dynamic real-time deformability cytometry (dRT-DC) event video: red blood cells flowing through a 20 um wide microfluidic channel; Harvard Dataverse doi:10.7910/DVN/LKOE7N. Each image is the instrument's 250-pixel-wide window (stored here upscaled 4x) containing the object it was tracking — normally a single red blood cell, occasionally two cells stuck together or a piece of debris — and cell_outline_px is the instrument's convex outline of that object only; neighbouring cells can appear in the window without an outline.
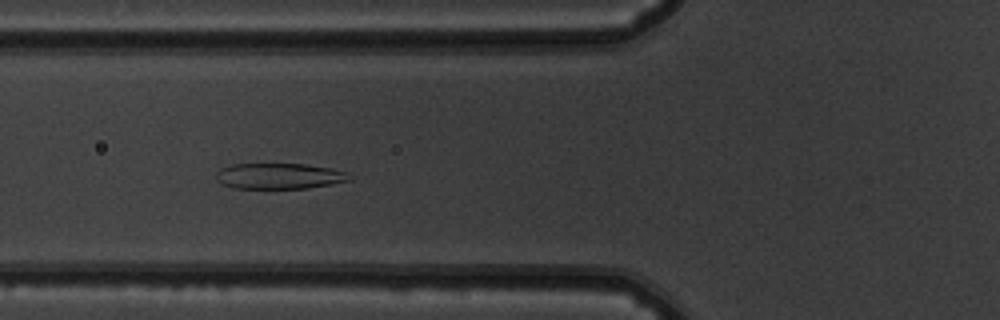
{"species": "common noctule bat (a hibernating species)", "species_latin": "Nyctalus noctula", "temperature_condition": "warm", "stored_images_in_passage": 44, "camera_frame_rate_fps": 3000, "um_per_image_px": 0.085, "animal": {"sex": "male", "body_mass_g": 19.5, "forearm_length_mm": 54.6}, "frame": {"image": 1, "passage_image": 12, "time_ms": 3.667, "image_size_px": [1000, 320], "cell_outline_px": [[352, 180], [332, 184], [308, 188], [232, 188], [220, 184], [216, 180], [216, 172], [220, 168], [232, 164], [304, 164], [328, 168], [344, 172]], "centroid_in_image_um": [23.65, 14.97], "position_along_channel_um": 102.2, "area_um2": 19.94}}
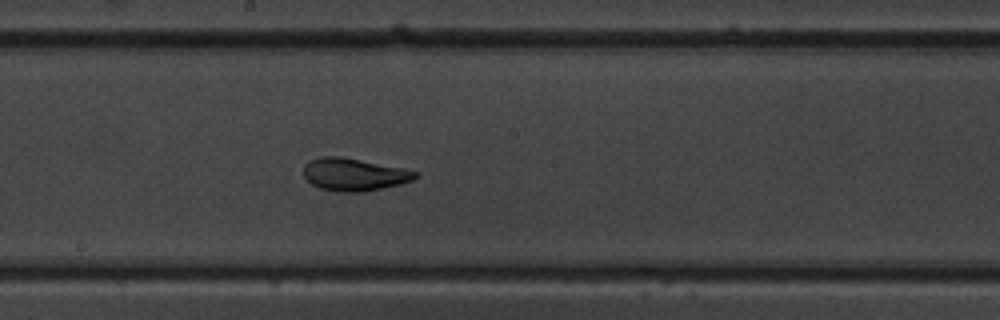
{"frame": {"image": 2, "passage_image": 21, "time_ms": 6.667, "image_size_px": [1000, 320], "cell_outline_px": [[420, 176], [412, 180], [400, 184], [364, 192], [336, 192], [320, 188], [312, 184], [304, 176], [304, 164], [308, 160], [320, 156], [340, 156], [404, 168], [420, 172]], "centroid_in_image_um": [30.11, 14.82], "position_along_channel_um": 218.1, "area_um2": 21.44}}
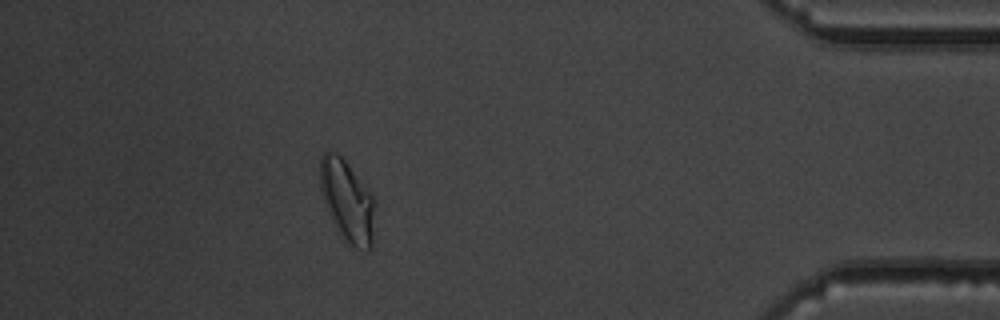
{"frame": {"image": 3, "passage_image": 39, "time_ms": 12.667, "image_size_px": [1000, 320], "cell_outline_px": [[376, 200], [372, 248], [368, 252], [364, 252], [352, 248], [344, 240], [336, 228], [332, 220], [324, 200], [320, 188], [320, 156], [328, 148], [336, 152], [344, 160]], "centroid_in_image_um": [29.54, 17.13], "position_along_channel_um": 405.7, "area_um2": 26.41}, "authors_computed_cell_mechanics": {"area_um2": 21.8484, "velocity_mm_per_s": 3.8657, "shape_relaxation_time_tau1_ms": 5.6321, "shape_relaxation_time_tau2_ms": 0.878, "deformation_change_tau1": 0.1926, "deformation_change_tau2": 0.0672}}